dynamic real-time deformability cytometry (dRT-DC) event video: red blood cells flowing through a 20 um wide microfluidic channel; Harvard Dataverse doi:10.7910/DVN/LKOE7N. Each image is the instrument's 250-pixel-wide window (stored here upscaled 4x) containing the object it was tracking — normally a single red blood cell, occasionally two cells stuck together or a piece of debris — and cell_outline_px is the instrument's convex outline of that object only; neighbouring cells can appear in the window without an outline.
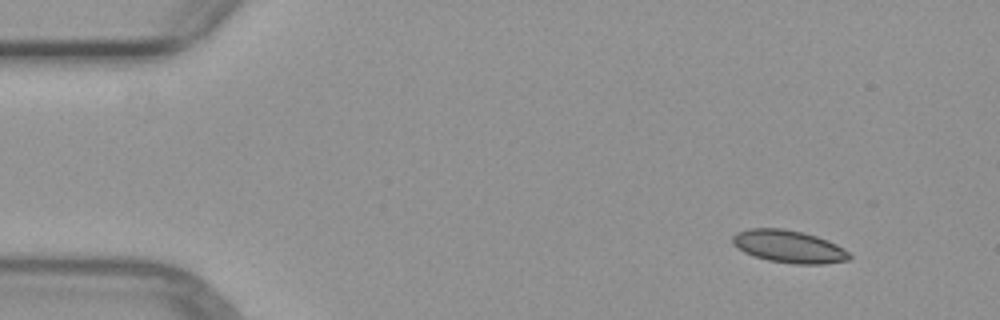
{"species": "common noctule bat (a hibernating species)", "species_latin": "Nyctalus noctula", "temperature_condition": "warm", "stored_images_in_passage": 6, "camera_frame_rate_fps": 3000, "um_per_image_px": 0.085, "animal": {"sex": "female", "body_mass_g": 29.2, "forearm_length_mm": 56.3}, "frame": {"image": 1, "passage_image": 1, "time_ms": 0.0, "image_size_px": [1000, 320], "cell_outline_px": [[852, 256], [848, 260], [824, 264], [792, 264], [768, 260], [752, 256], [744, 252], [732, 244], [732, 236], [736, 232], [748, 228], [784, 228], [804, 232], [828, 240], [844, 248]], "centroid_in_image_um": [67.03, 20.95], "position_along_channel_um": 18.0, "area_um2": 22.43}}
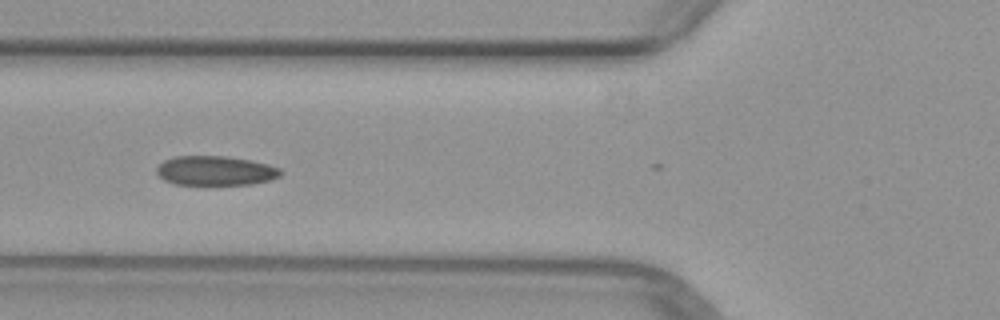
{"frame": {"image": 2, "passage_image": 5, "time_ms": 4.667, "image_size_px": [1000, 320], "cell_outline_px": [[284, 172], [280, 176], [268, 180], [252, 184], [204, 188], [172, 184], [164, 180], [156, 172], [156, 168], [164, 160], [172, 156], [224, 156], [252, 160], [268, 164], [280, 168]], "centroid_in_image_um": [18.28, 14.56], "position_along_channel_um": 107.5, "area_um2": 22.48}}